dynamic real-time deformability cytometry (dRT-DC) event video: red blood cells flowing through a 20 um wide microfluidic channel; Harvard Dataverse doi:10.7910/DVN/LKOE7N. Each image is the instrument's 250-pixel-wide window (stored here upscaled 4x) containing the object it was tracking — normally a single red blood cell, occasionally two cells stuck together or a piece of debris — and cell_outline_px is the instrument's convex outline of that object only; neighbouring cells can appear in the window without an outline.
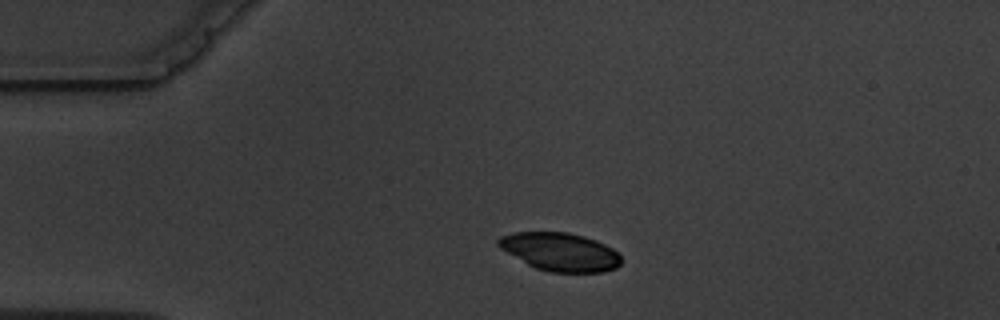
{"species": "common noctule bat (a hibernating species)", "species_latin": "Nyctalus noctula", "temperature_condition": "warm", "stored_images_in_passage": 2, "camera_frame_rate_fps": 3000, "um_per_image_px": 0.085, "animal": {"sex": "male", "body_mass_g": 19.5, "forearm_length_mm": 54.6}, "frame": {"image": 1, "passage_image": 1, "time_ms": 0.0, "image_size_px": [1000, 320], "cell_outline_px": [[620, 264], [616, 268], [604, 272], [548, 272], [536, 268], [528, 264], [500, 248], [496, 244], [496, 240], [500, 236], [512, 232], [568, 232], [584, 236], [596, 240], [612, 248], [620, 256]], "centroid_in_image_um": [47.6, 21.4], "position_along_channel_um": 37.4, "area_um2": 27.34}}